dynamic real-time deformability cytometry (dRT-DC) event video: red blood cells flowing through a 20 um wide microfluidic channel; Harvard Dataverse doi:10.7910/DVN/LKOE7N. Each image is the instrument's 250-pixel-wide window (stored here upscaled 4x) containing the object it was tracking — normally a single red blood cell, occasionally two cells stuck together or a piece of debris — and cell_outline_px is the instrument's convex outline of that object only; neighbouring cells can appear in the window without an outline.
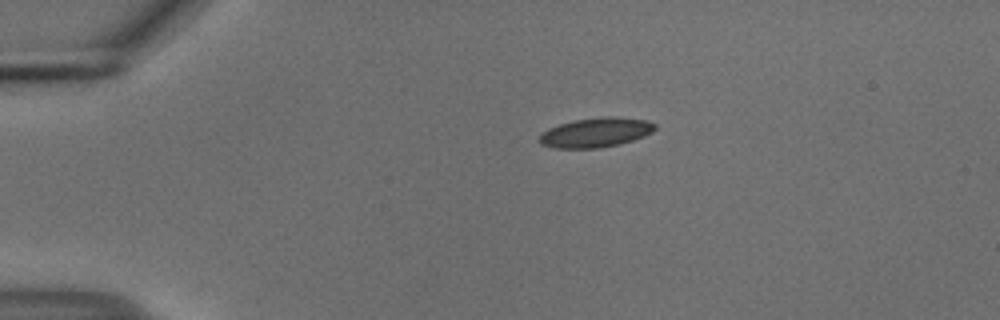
{"species": "common noctule bat (a hibernating species)", "species_latin": "Nyctalus noctula", "temperature_condition": "cold", "stored_images_in_passage": 44, "camera_frame_rate_fps": 3000, "um_per_image_px": 0.085, "animal": {"sex": "male", "body_mass_g": 18.8}, "frame": {"image": 1, "passage_image": 1, "time_ms": 0.0, "image_size_px": [1000, 320], "cell_outline_px": [[656, 128], [652, 132], [644, 136], [632, 140], [600, 148], [556, 148], [540, 144], [540, 136], [548, 128], [572, 120], [604, 116], [612, 116], [648, 120], [656, 124]], "centroid_in_image_um": [50.66, 11.25], "position_along_channel_um": 34.3, "area_um2": 19.83}}
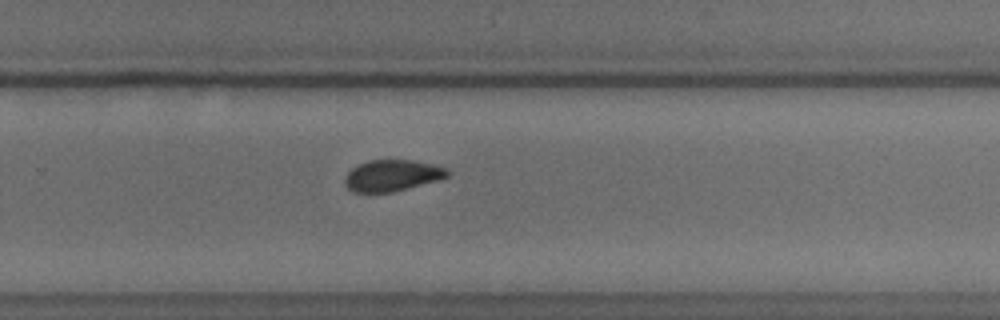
{"frame": {"image": 2, "passage_image": 26, "time_ms": 8.333, "image_size_px": [1000, 320], "cell_outline_px": [[452, 172], [448, 176], [440, 180], [392, 192], [352, 192], [344, 184], [344, 180], [348, 172], [352, 168], [368, 160], [412, 160], [432, 164], [448, 168]], "centroid_in_image_um": [33.37, 14.92], "position_along_channel_um": 296.4, "area_um2": 18.84}}
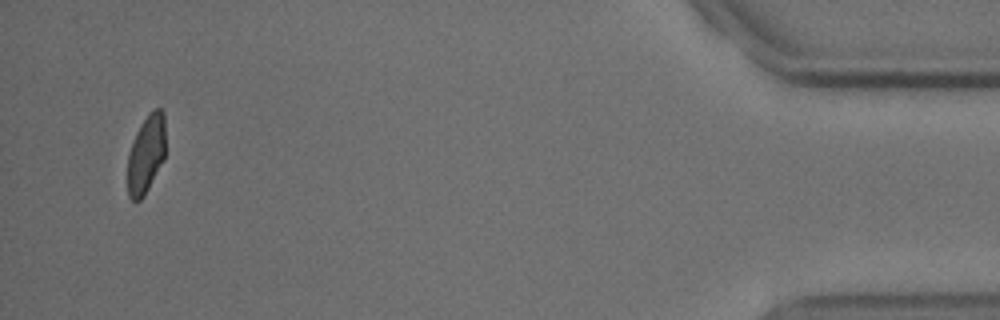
{"frame": {"image": 3, "passage_image": 42, "time_ms": 13.667, "image_size_px": [1000, 320], "cell_outline_px": [[164, 160], [144, 196], [140, 200], [132, 200], [128, 196], [128, 152], [132, 140], [140, 124], [148, 112], [156, 108], [160, 108], [164, 112]], "centroid_in_image_um": [12.41, 13.08], "position_along_channel_um": 422.8, "area_um2": 17.4}}